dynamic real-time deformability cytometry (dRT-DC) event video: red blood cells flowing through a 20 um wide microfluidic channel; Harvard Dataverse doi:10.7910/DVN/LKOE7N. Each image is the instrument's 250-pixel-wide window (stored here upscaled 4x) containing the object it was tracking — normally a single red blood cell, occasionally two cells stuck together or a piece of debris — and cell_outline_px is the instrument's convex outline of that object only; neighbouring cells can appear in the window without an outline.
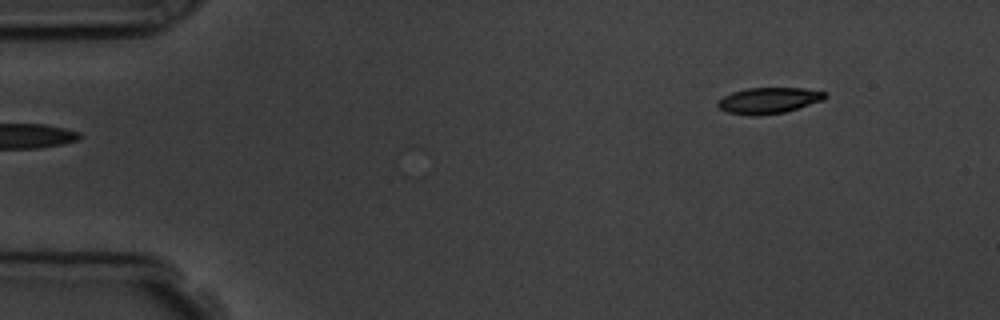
{"species": "common noctule bat (a hibernating species)", "species_latin": "Nyctalus noctula", "temperature_condition": "room temperature", "stored_images_in_passage": 2, "camera_frame_rate_fps": 3000, "um_per_image_px": 0.085, "animal": {"sex": "male", "body_mass_g": 19.5, "forearm_length_mm": 54.6}, "frame": {"image": 1, "passage_image": 2, "time_ms": 1.0, "image_size_px": [1000, 320], "cell_outline_px": [[828, 96], [824, 100], [784, 112], [756, 116], [752, 116], [728, 112], [720, 108], [716, 104], [724, 96], [732, 92], [748, 88], [804, 88], [828, 92]], "centroid_in_image_um": [65.38, 8.53], "position_along_channel_um": 19.6, "area_um2": 16.24}}